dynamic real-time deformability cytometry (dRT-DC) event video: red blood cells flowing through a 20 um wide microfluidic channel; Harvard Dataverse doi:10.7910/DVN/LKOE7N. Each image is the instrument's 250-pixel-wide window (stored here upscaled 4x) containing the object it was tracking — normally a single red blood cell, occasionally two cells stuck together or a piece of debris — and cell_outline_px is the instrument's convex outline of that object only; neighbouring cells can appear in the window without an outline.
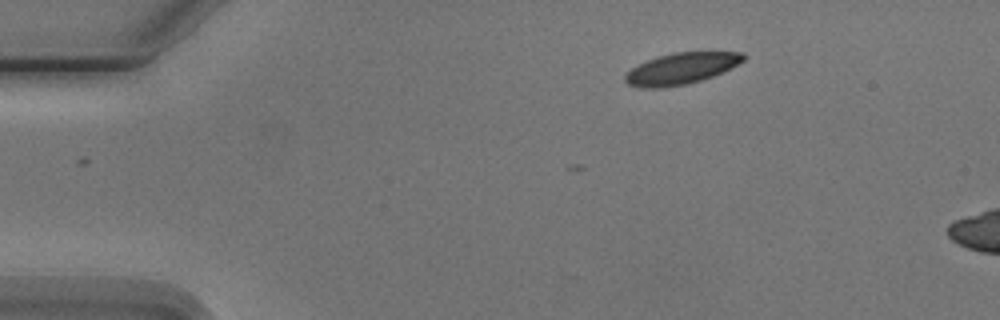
{"species": "Egyptian fruit bat (a non-hibernating species)", "species_latin": "Rousettus aegyptiacus", "temperature_condition": "cold", "stored_images_in_passage": 3, "camera_frame_rate_fps": 3000, "um_per_image_px": 0.085, "animal": {"sex": "male"}, "frame": {"image": 1, "passage_image": 1, "time_ms": 0.0, "image_size_px": [1000, 320], "cell_outline_px": [[748, 56], [744, 60], [712, 76], [700, 80], [684, 84], [656, 88], [648, 88], [628, 84], [624, 80], [624, 76], [632, 68], [656, 56], [672, 52], [708, 48], [744, 52]], "centroid_in_image_um": [58.01, 5.73], "position_along_channel_um": 27.0, "area_um2": 22.2}}